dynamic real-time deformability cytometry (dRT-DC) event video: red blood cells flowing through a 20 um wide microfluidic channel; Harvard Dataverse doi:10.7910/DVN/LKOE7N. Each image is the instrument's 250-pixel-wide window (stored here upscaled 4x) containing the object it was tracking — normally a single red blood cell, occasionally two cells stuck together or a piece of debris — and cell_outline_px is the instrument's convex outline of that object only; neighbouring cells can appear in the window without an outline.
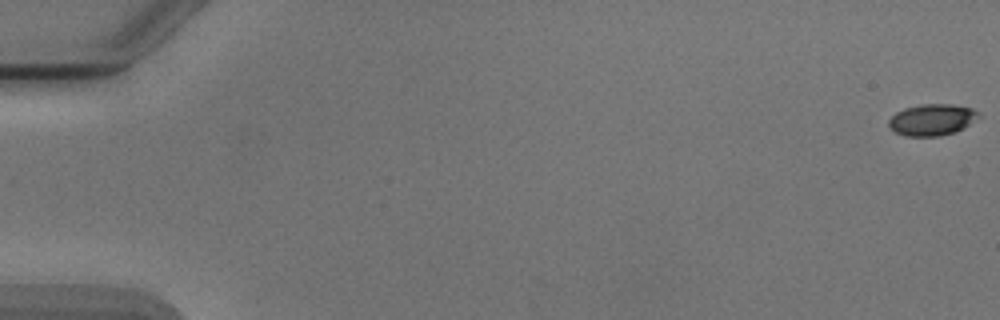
{"species": "Egyptian fruit bat (a non-hibernating species)", "species_latin": "Rousettus aegyptiacus", "temperature_condition": "cold", "stored_images_in_passage": 54, "camera_frame_rate_fps": 3000, "um_per_image_px": 0.085, "animal": {"sex": "male"}, "frame": {"image": 1, "passage_image": 1, "time_ms": 0.0, "image_size_px": [1000, 320], "cell_outline_px": [[980, 116], [964, 128], [956, 132], [940, 136], [904, 136], [888, 128], [888, 120], [896, 112], [904, 108], [920, 104], [952, 104], [972, 108]], "centroid_in_image_um": [79.19, 10.18], "position_along_channel_um": 5.8, "area_um2": 16.59}}
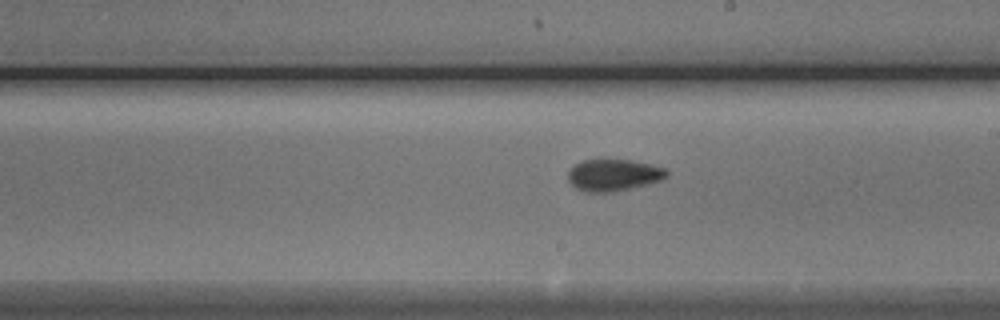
{"frame": {"image": 2, "passage_image": 32, "time_ms": 10.333, "image_size_px": [1000, 320], "cell_outline_px": [[668, 176], [660, 180], [648, 184], [612, 192], [584, 192], [576, 188], [568, 180], [568, 172], [576, 164], [584, 160], [628, 160], [652, 164], [664, 168], [668, 172]], "centroid_in_image_um": [52.16, 14.89], "position_along_channel_um": 236.8, "area_um2": 18.09}}
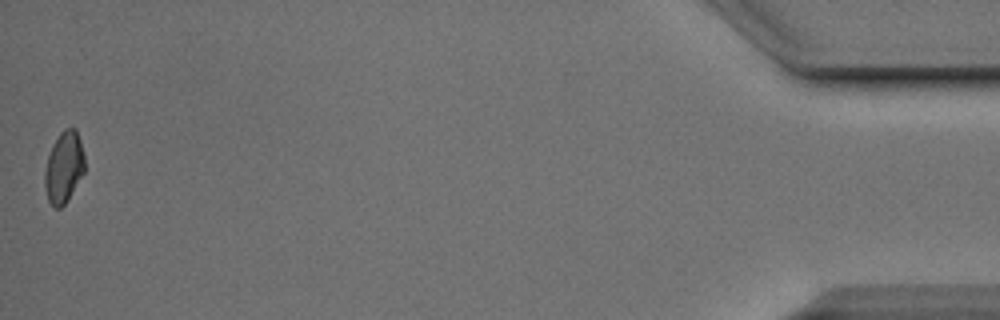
{"frame": {"image": 3, "passage_image": 54, "time_ms": 17.667, "image_size_px": [1000, 320], "cell_outline_px": [[84, 172], [64, 204], [60, 208], [56, 208], [48, 200], [44, 184], [44, 172], [48, 156], [52, 144], [60, 132], [64, 128], [76, 128], [80, 140], [84, 156]], "centroid_in_image_um": [5.41, 14.18], "position_along_channel_um": 429.8, "area_um2": 16.42}, "authors_computed_cell_mechanics": {"area_um2": 17.4267, "velocity_mm_per_s": 3.8956, "shape_relaxation_time_tau1_ms": 6.028, "shape_relaxation_time_tau2_ms": 3.9089, "deformation_change_tau1": 0.1177, "deformation_change_tau2": 0.0675}}